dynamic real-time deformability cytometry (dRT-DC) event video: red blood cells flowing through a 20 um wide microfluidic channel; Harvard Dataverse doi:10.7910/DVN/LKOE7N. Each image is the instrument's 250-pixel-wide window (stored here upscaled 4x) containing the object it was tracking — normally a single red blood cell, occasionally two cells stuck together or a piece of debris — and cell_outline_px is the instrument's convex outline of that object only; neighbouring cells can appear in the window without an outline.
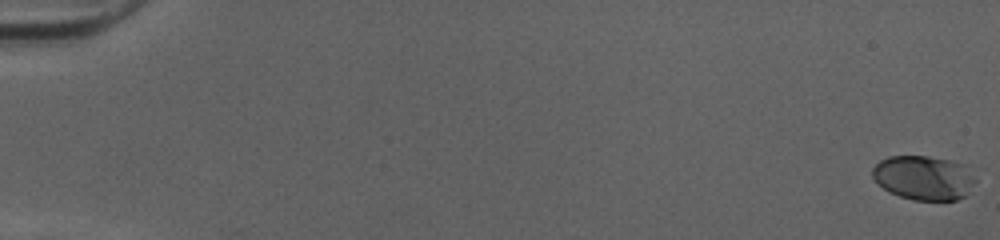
{"species": "human", "species_latin": "Homo sapiens", "temperature_condition": "cold", "stored_images_in_passage": 53, "camera_frame_rate_fps": 3000, "um_per_image_px": 0.085, "donor": {"sex": "female"}, "frame": {"image": 1, "passage_image": 1, "time_ms": 0.0, "image_size_px": [1000, 240], "cell_outline_px": [[976, 180], [964, 196], [956, 200], [912, 200], [888, 192], [872, 176], [872, 168], [880, 160], [888, 156], [928, 156], [968, 164], [976, 168]], "centroid_in_image_um": [78.58, 15.09], "position_along_channel_um": 6.4, "area_um2": 27.05}}
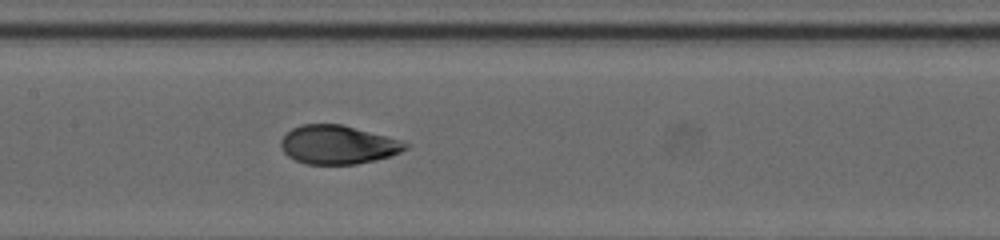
{"frame": {"image": 2, "passage_image": 28, "time_ms": 9.0, "image_size_px": [1000, 240], "cell_outline_px": [[412, 144], [408, 148], [392, 156], [376, 160], [356, 164], [304, 164], [288, 156], [280, 148], [280, 140], [284, 132], [300, 124], [340, 124], [400, 140]], "centroid_in_image_um": [28.69, 12.3], "position_along_channel_um": 178.7, "area_um2": 28.26}}
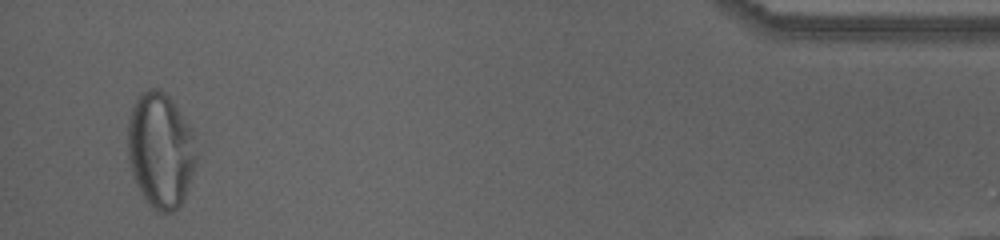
{"frame": {"image": 3, "passage_image": 51, "time_ms": 16.667, "image_size_px": [1000, 240], "cell_outline_px": [[196, 160], [184, 200], [172, 212], [156, 212], [152, 208], [140, 192], [136, 184], [128, 160], [128, 120], [132, 104], [148, 88], [156, 88], [164, 92], [172, 100], [192, 128], [196, 156]], "centroid_in_image_um": [13.63, 12.77], "position_along_channel_um": 421.6, "area_um2": 46.01}, "authors_computed_cell_mechanics": {"area_um2": 28.322, "velocity_mm_per_s": 4.0551, "shape_relaxation_time_tau1_ms": 5.246, "shape_relaxation_time_tau2_ms": null, "deformation_change_tau1": 0.1927, "deformation_change_tau2": null}}